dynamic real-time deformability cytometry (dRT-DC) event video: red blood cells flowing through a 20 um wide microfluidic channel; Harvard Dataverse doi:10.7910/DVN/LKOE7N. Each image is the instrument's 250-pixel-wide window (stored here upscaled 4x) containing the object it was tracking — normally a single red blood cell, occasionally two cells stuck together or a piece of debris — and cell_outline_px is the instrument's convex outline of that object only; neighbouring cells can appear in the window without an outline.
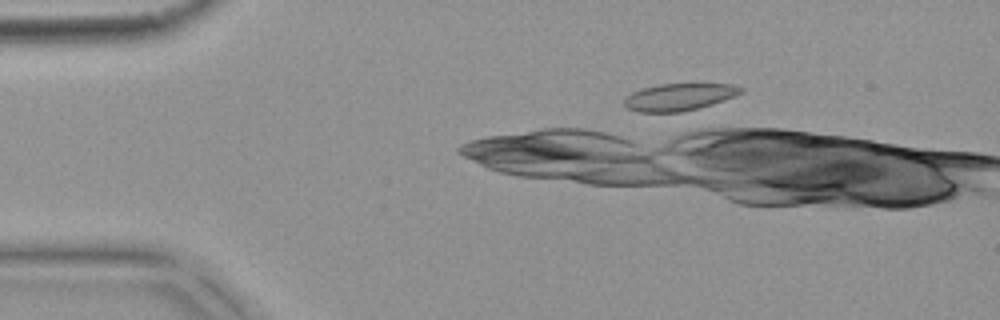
{"species": "common noctule bat (a hibernating species)", "species_latin": "Nyctalus noctula", "temperature_condition": "warm", "stored_images_in_passage": 2, "camera_frame_rate_fps": 3000, "um_per_image_px": 0.085, "animal": {"sex": "female", "body_mass_g": 18.4}, "frame": {"image": 1, "passage_image": 2, "time_ms": 0.333, "image_size_px": [1000, 320], "cell_outline_px": [[744, 92], [724, 100], [712, 104], [680, 112], [640, 112], [628, 108], [624, 104], [624, 96], [632, 92], [644, 88], [660, 84], [732, 84], [744, 88]], "centroid_in_image_um": [57.73, 8.24], "position_along_channel_um": 27.3, "area_um2": 18.32}}